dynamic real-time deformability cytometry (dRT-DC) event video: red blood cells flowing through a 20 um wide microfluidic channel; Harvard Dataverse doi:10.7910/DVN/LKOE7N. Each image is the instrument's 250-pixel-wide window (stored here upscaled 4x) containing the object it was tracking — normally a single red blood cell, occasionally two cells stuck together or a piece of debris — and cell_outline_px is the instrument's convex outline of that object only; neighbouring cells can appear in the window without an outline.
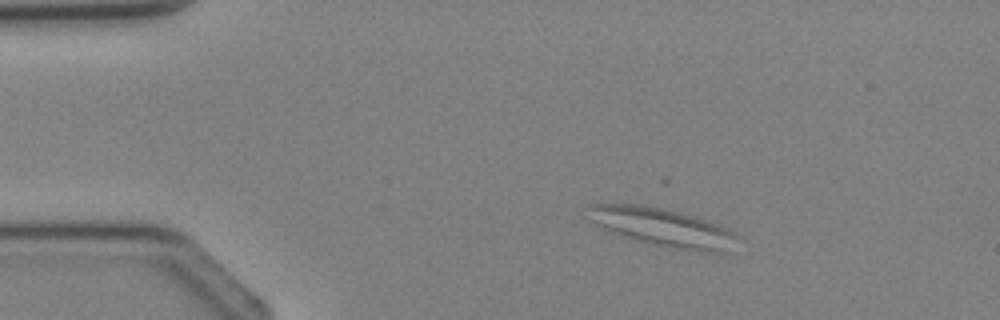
{"species": "Egyptian fruit bat (a non-hibernating species)", "species_latin": "Rousettus aegyptiacus", "temperature_condition": "cold", "stored_images_in_passage": 4, "segment_of_instrument_passage": [1, 2], "camera_frame_rate_fps": 3000, "um_per_image_px": 0.085, "animal": {"sex": "female"}, "frame": {"image": 1, "passage_image": 2, "time_ms": 1.0, "image_size_px": [1000, 320], "cell_outline_px": [[736, 236], [720, 256], [648, 244], [624, 236], [604, 228], [596, 224], [592, 220], [588, 208], [588, 204], [644, 204], [664, 208], [696, 216], [708, 220], [728, 228], [736, 232]], "centroid_in_image_um": [56.37, 19.33], "position_along_channel_um": 28.6, "area_um2": 33.41}}